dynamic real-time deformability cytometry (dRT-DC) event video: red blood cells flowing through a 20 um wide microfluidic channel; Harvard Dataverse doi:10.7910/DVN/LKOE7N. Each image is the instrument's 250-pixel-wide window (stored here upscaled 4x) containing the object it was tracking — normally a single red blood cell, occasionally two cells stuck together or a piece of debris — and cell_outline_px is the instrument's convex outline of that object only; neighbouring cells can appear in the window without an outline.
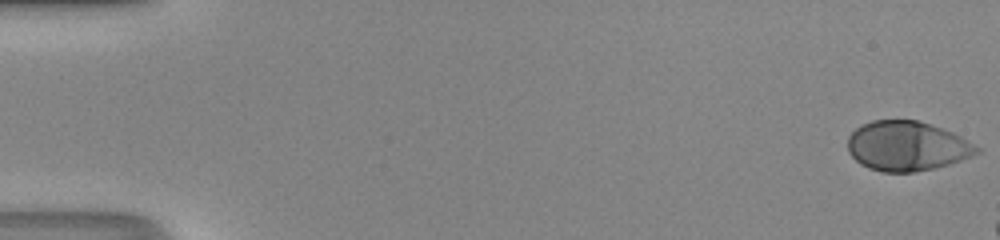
{"species": "human", "species_latin": "Homo sapiens", "temperature_condition": "room temperature", "stored_images_in_passage": 13, "camera_frame_rate_fps": 3000, "um_per_image_px": 0.085, "donor": {"sex": "male"}, "frame": {"image": 1, "passage_image": 1, "time_ms": 0.0, "image_size_px": [1000, 240], "cell_outline_px": [[980, 152], [972, 156], [948, 164], [932, 168], [912, 172], [880, 172], [868, 168], [860, 164], [848, 152], [848, 136], [860, 124], [872, 120], [916, 120], [952, 132], [960, 136], [980, 148]], "centroid_in_image_um": [77.05, 12.41], "position_along_channel_um": 8.0, "area_um2": 37.17}}